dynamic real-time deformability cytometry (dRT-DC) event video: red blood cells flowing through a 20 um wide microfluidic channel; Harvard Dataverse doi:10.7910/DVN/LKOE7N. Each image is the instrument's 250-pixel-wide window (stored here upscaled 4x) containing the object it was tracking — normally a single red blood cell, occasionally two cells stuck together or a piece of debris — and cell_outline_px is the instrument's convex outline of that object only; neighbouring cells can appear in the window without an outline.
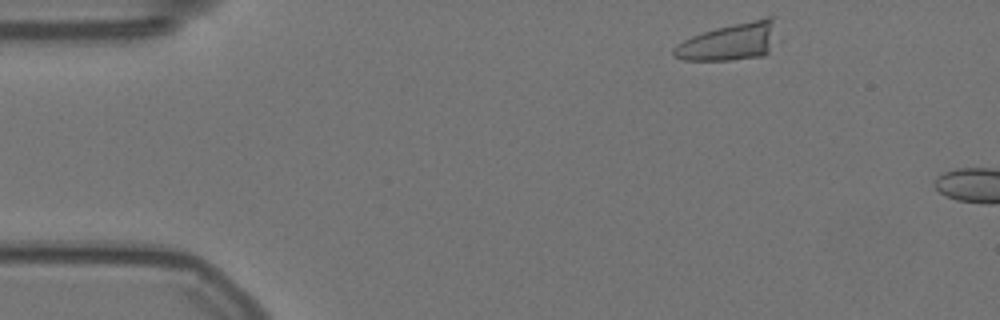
{"species": "Egyptian fruit bat (a non-hibernating species)", "species_latin": "Rousettus aegyptiacus", "temperature_condition": "warm", "stored_images_in_passage": 5, "camera_frame_rate_fps": 3000, "um_per_image_px": 0.085, "animal": {"sex": "female"}, "frame": {"image": 1, "passage_image": 2, "time_ms": 0.333, "image_size_px": [1000, 320], "cell_outline_px": [[780, 40], [764, 56], [728, 60], [684, 60], [672, 56], [672, 48], [684, 40], [692, 36], [716, 28], [768, 16], [772, 16]], "centroid_in_image_um": [62.11, 3.55], "position_along_channel_um": 22.9, "area_um2": 22.83}}